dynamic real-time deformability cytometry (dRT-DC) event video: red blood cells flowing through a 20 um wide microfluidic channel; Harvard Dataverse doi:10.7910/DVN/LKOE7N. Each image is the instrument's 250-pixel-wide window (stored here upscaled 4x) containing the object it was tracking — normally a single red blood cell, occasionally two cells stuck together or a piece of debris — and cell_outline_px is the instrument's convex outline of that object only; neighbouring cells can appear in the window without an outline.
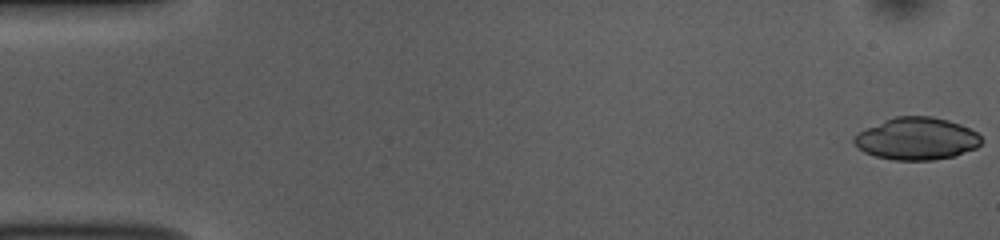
{"species": "common noctule bat (a hibernating species)", "species_latin": "Nyctalus noctula", "temperature_condition": "room temperature", "stored_images_in_passage": 52, "camera_frame_rate_fps": 3000, "um_per_image_px": 0.085, "animal": {"sex": "female", "body_mass_g": 10.0, "forearm_length_mm": 53.1}, "frame": {"image": 1, "passage_image": 1, "time_ms": 0.0, "image_size_px": [1000, 240], "cell_outline_px": [[984, 140], [976, 148], [956, 156], [932, 160], [892, 160], [876, 156], [864, 152], [856, 148], [852, 140], [852, 136], [856, 132], [896, 116], [932, 116], [948, 120], [960, 124], [976, 132]], "centroid_in_image_um": [77.9, 11.8], "position_along_channel_um": 7.1, "area_um2": 31.62}}